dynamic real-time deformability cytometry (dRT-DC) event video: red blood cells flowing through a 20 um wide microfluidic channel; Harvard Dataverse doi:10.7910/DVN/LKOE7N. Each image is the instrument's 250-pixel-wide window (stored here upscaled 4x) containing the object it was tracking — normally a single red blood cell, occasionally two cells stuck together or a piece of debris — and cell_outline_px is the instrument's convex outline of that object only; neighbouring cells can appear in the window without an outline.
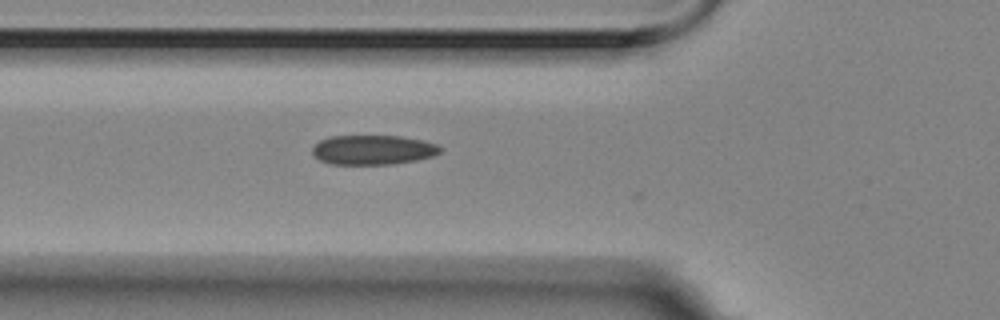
{"species": "Egyptian fruit bat (a non-hibernating species)", "species_latin": "Rousettus aegyptiacus", "temperature_condition": "room temperature", "stored_images_in_passage": 6, "camera_frame_rate_fps": 3000, "um_per_image_px": 0.085, "animal": {"sex": "female"}, "frame": {"image": 1, "passage_image": 2, "time_ms": 0.333, "image_size_px": [1000, 320], "cell_outline_px": [[440, 152], [432, 156], [416, 160], [392, 164], [332, 164], [320, 160], [312, 152], [312, 148], [320, 140], [328, 136], [400, 136], [420, 140], [436, 144], [440, 148]], "centroid_in_image_um": [31.67, 12.73], "position_along_channel_um": 94.1, "area_um2": 21.79}}
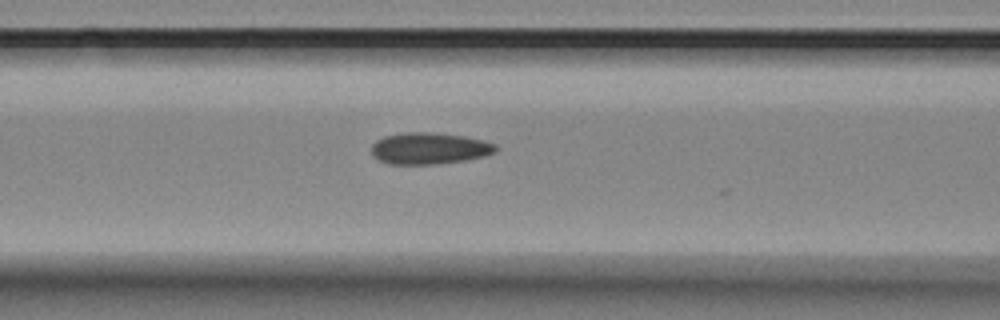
{"frame": {"image": 2, "passage_image": 5, "time_ms": 1.333, "image_size_px": [1000, 320], "cell_outline_px": [[496, 152], [484, 156], [464, 160], [436, 164], [388, 164], [372, 156], [372, 144], [376, 140], [384, 136], [404, 132], [428, 132], [464, 136], [496, 144]], "centroid_in_image_um": [36.45, 12.61], "position_along_channel_um": 130.1, "area_um2": 22.77}}